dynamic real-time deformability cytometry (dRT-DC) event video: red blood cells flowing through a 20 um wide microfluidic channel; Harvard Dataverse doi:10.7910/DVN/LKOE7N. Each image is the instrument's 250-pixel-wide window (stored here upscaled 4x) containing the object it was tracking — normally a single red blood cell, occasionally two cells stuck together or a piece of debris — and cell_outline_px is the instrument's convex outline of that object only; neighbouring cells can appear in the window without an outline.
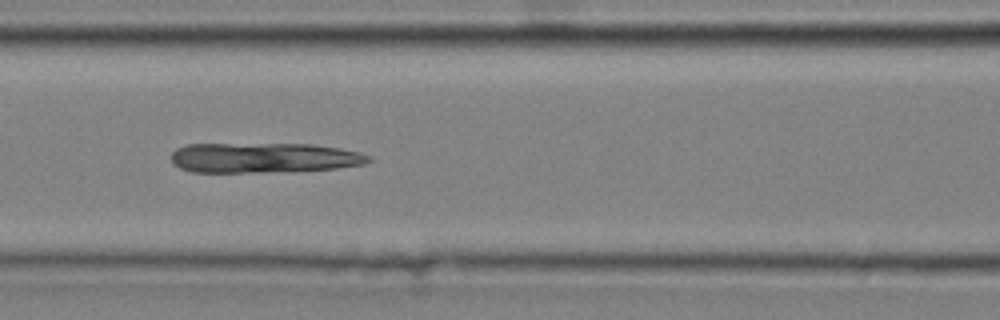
{"species": "common noctule bat (a hibernating species)", "species_latin": "Nyctalus noctula", "temperature_condition": "cold", "stored_images_in_passage": 50, "camera_frame_rate_fps": 3000, "um_per_image_px": 0.085, "animal": {"sex": "male", "body_mass_g": 20.4}, "frame": {"image": 1, "passage_image": 22, "time_ms": 7.0, "image_size_px": [1000, 320], "cell_outline_px": [[372, 160], [364, 164], [336, 168], [252, 172], [192, 172], [180, 168], [172, 164], [172, 152], [176, 148], [184, 144], [312, 144], [340, 148], [360, 152], [372, 156]], "centroid_in_image_um": [22.4, 13.4], "position_along_channel_um": 144.2, "area_um2": 34.51}}
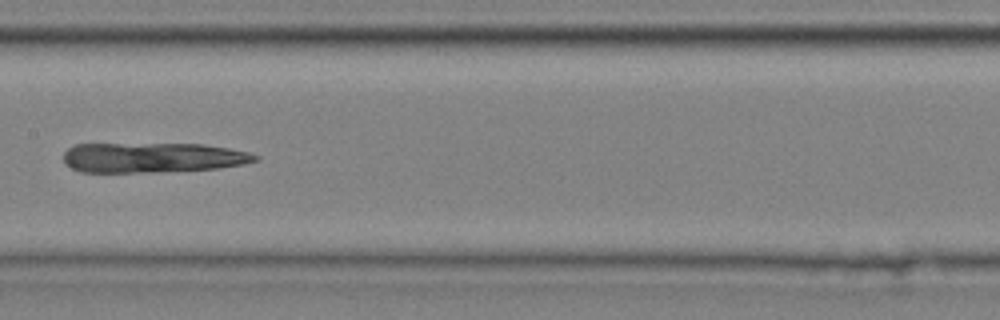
{"frame": {"image": 2, "passage_image": 26, "time_ms": 8.333, "image_size_px": [1000, 320], "cell_outline_px": [[260, 160], [244, 164], [220, 168], [160, 172], [80, 172], [64, 164], [64, 152], [68, 148], [76, 144], [204, 144], [228, 148], [248, 152], [260, 156]], "centroid_in_image_um": [12.99, 13.4], "position_along_channel_um": 194.4, "area_um2": 33.76}}